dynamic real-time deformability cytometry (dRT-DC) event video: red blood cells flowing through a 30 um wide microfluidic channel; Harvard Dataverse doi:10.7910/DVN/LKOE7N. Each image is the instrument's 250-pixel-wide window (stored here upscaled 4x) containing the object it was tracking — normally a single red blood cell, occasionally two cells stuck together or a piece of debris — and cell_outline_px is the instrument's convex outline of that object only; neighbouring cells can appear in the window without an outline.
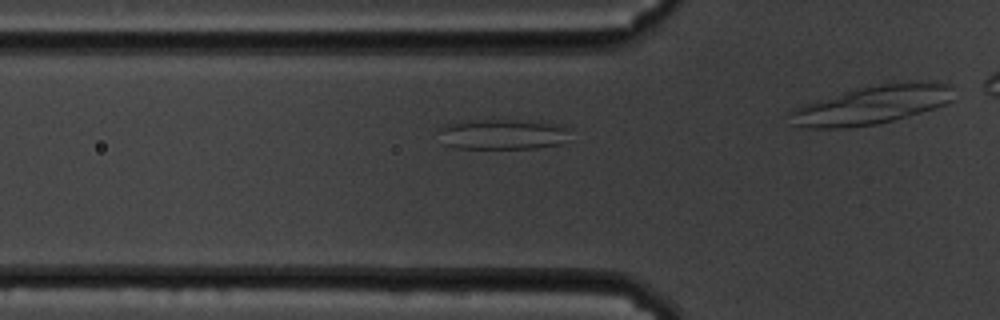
{"species": "common noctule bat (a hibernating species)", "species_latin": "Nyctalus noctula", "temperature_condition": "cold", "stored_images_in_passage": 13, "camera_frame_rate_fps": 3000, "um_per_image_px": 0.085, "animal": {"sex": "male", "body_mass_g": 19.5, "forearm_length_mm": 54.6}, "frame": {"image": 1, "passage_image": 8, "time_ms": 2.333, "image_size_px": [1000, 320], "cell_outline_px": [[572, 128], [560, 144], [536, 148], [456, 148], [444, 144], [440, 128], [448, 124], [472, 120], [512, 120], [564, 124]], "centroid_in_image_um": [42.79, 11.41], "position_along_channel_um": 83.0, "area_um2": 23.0}}
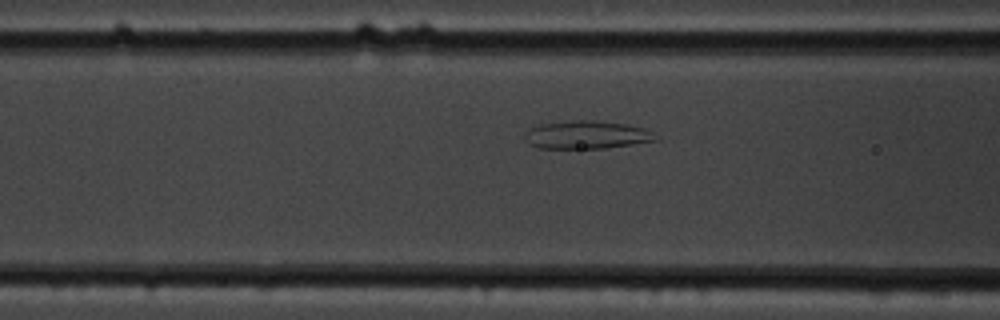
{"frame": {"image": 2, "passage_image": 11, "time_ms": 3.333, "image_size_px": [1000, 320], "cell_outline_px": [[656, 140], [632, 144], [604, 148], [536, 148], [528, 144], [524, 140], [524, 132], [528, 128], [540, 124], [572, 120], [592, 120], [628, 124], [644, 128], [652, 132]], "centroid_in_image_um": [49.77, 11.45], "position_along_channel_um": 116.8, "area_um2": 21.44}}